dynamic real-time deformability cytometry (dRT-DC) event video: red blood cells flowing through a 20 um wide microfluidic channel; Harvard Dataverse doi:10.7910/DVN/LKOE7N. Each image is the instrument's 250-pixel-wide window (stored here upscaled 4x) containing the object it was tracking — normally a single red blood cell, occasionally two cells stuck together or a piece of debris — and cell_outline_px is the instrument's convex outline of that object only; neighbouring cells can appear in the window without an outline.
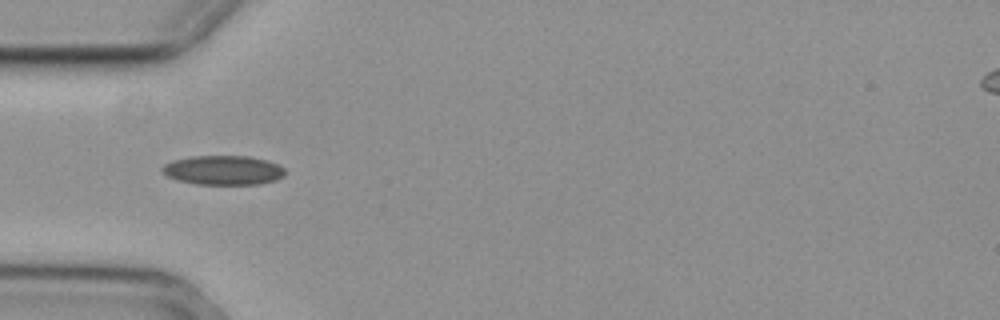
{"species": "common noctule bat (a hibernating species)", "species_latin": "Nyctalus noctula", "temperature_condition": "cold", "stored_images_in_passage": 39, "camera_frame_rate_fps": 3000, "um_per_image_px": 0.085, "animal": {"sex": "female", "body_mass_g": 29.2, "forearm_length_mm": 56.3}, "frame": {"image": 1, "passage_image": 1, "time_ms": 0.0, "image_size_px": [1000, 320], "cell_outline_px": [[284, 176], [276, 180], [260, 184], [196, 184], [176, 180], [160, 172], [160, 168], [164, 164], [172, 160], [192, 156], [248, 156], [268, 160], [284, 168]], "centroid_in_image_um": [18.94, 14.46], "position_along_channel_um": 66.1, "area_um2": 21.15}}
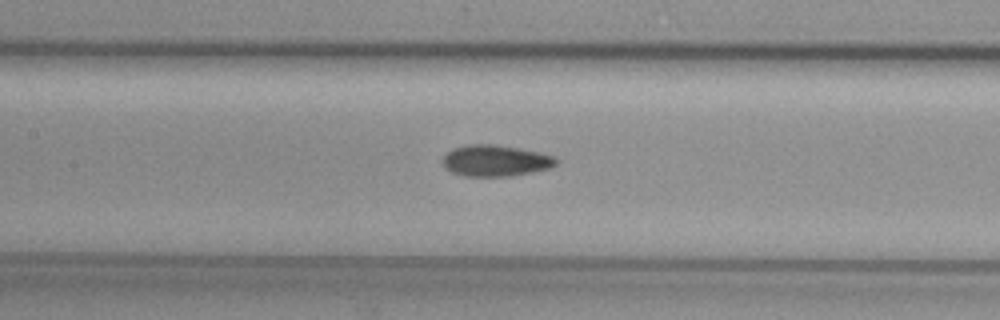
{"frame": {"image": 2, "passage_image": 9, "time_ms": 2.667, "image_size_px": [1000, 320], "cell_outline_px": [[560, 160], [552, 168], [512, 176], [464, 176], [452, 172], [444, 164], [444, 156], [452, 148], [468, 144], [496, 144], [520, 148], [540, 152], [556, 156]], "centroid_in_image_um": [42.2, 13.65], "position_along_channel_um": 165.2, "area_um2": 20.87}}
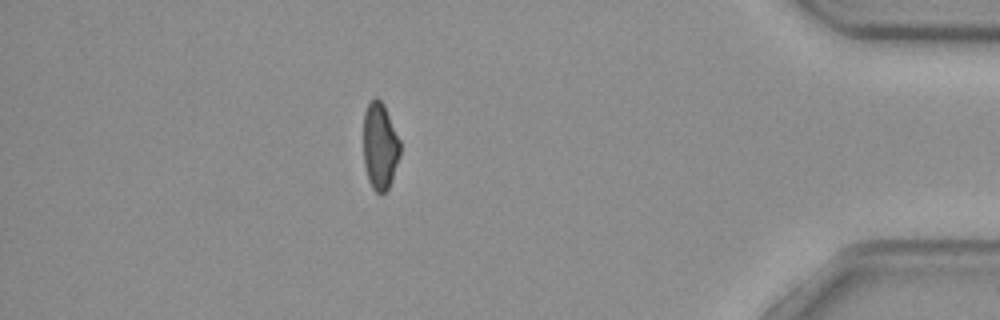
{"frame": {"image": 3, "passage_image": 32, "time_ms": 10.333, "image_size_px": [1000, 320], "cell_outline_px": [[400, 156], [392, 180], [388, 188], [380, 196], [372, 188], [368, 180], [364, 164], [364, 112], [368, 104], [376, 96], [384, 104], [400, 140]], "centroid_in_image_um": [32.3, 12.44], "position_along_channel_um": 402.9, "area_um2": 18.73}, "authors_computed_cell_mechanics": {"area_um2": 20.1144, "velocity_mm_per_s": 3.7247, "shape_relaxation_time_tau1_ms": null, "shape_relaxation_time_tau2_ms": 4.218, "deformation_change_tau1": null, "deformation_change_tau2": 0.0873}}